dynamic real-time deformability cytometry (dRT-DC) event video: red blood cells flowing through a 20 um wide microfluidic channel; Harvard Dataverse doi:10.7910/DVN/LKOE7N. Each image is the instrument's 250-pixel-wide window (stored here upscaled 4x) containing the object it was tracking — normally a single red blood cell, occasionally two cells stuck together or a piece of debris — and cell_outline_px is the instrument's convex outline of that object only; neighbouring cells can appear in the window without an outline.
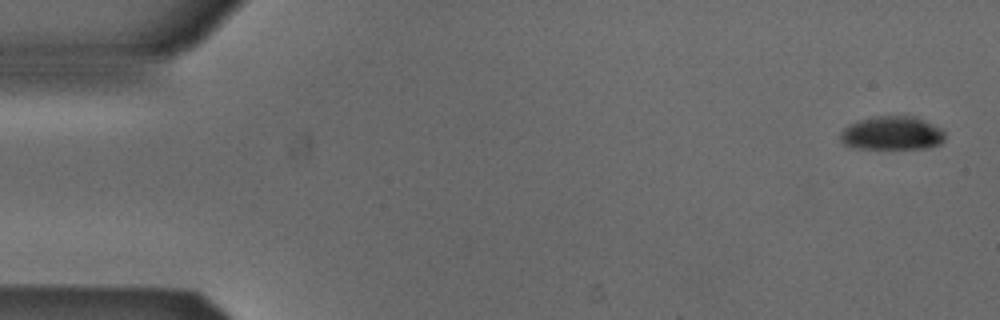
{"species": "Egyptian fruit bat (a non-hibernating species)", "species_latin": "Rousettus aegyptiacus", "temperature_condition": "cold", "stored_images_in_passage": 52, "camera_frame_rate_fps": 3000, "um_per_image_px": 0.085, "animal": {"sex": "male"}, "frame": {"image": 1, "passage_image": 1, "time_ms": 0.0, "image_size_px": [1000, 320], "cell_outline_px": [[944, 140], [940, 144], [924, 148], [852, 148], [844, 144], [840, 140], [840, 132], [848, 124], [856, 120], [880, 116], [916, 116], [940, 128], [944, 132]], "centroid_in_image_um": [75.78, 11.31], "position_along_channel_um": 9.2, "area_um2": 20.52}}
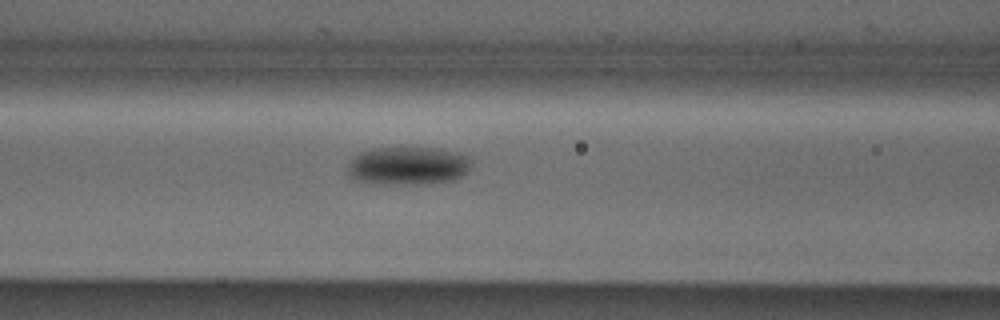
{"frame": {"image": 2, "passage_image": 21, "time_ms": 6.667, "image_size_px": [1000, 320], "cell_outline_px": [[472, 160], [468, 168], [460, 176], [452, 180], [420, 184], [368, 184], [356, 180], [348, 176], [348, 164], [360, 152], [372, 148], [432, 148], [456, 152], [472, 156]], "centroid_in_image_um": [34.64, 14.1], "position_along_channel_um": 132.0, "area_um2": 27.57}}
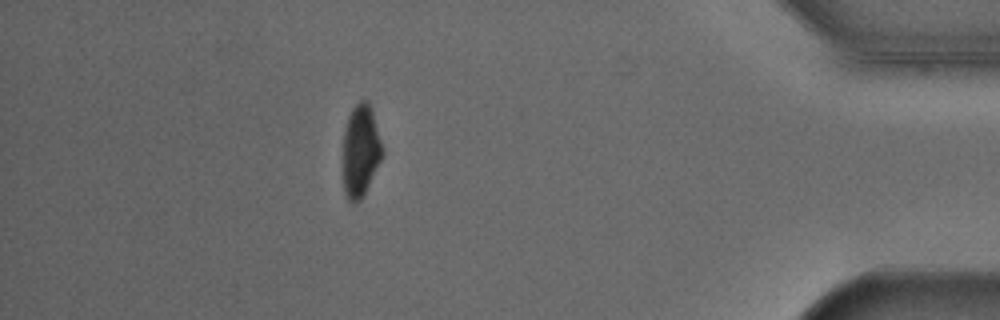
{"frame": {"image": 3, "passage_image": 46, "time_ms": 15.0, "image_size_px": [1000, 320], "cell_outline_px": [[384, 156], [360, 200], [356, 204], [352, 204], [348, 200], [344, 192], [344, 132], [348, 116], [352, 108], [360, 100], [368, 100], [384, 148]], "centroid_in_image_um": [30.67, 12.82], "position_along_channel_um": 404.5, "area_um2": 21.15}, "authors_computed_cell_mechanics": {"area_um2": 23.7847, "velocity_mm_per_s": 3.881, "shape_relaxation_time_tau1_ms": 2.879, "shape_relaxation_time_tau2_ms": null, "deformation_change_tau1": 0.118, "deformation_change_tau2": null}}